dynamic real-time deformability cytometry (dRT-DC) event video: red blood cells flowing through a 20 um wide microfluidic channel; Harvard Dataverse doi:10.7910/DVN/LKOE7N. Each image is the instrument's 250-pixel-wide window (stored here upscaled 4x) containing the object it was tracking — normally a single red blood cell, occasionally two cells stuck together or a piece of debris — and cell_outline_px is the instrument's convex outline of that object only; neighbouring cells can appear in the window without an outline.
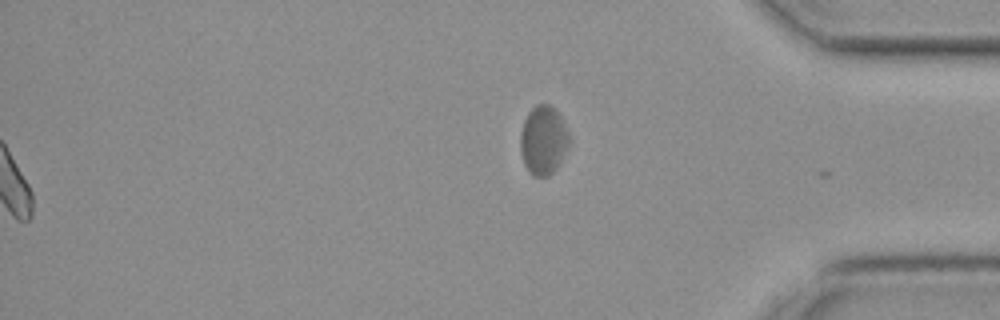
{"species": "common noctule bat (a hibernating species)", "species_latin": "Nyctalus noctula", "temperature_condition": "cold", "stored_images_in_passage": 49, "segment_of_instrument_passage": [2, 2], "camera_frame_rate_fps": 3000, "um_per_image_px": 0.085, "animal": {"sex": "female", "body_mass_g": 19.3, "forearm_length_mm": 54.1}, "frame": {"image": 1, "passage_image": 49, "time_ms": 16.0, "image_size_px": [1000, 320], "cell_outline_px": [[568, 144], [564, 156], [560, 164], [548, 176], [532, 176], [528, 172], [524, 164], [520, 152], [520, 132], [524, 120], [528, 112], [536, 104], [548, 104], [560, 116], [568, 132]], "centroid_in_image_um": [46.15, 11.94], "position_along_channel_um": 389.1, "area_um2": 19.54}}